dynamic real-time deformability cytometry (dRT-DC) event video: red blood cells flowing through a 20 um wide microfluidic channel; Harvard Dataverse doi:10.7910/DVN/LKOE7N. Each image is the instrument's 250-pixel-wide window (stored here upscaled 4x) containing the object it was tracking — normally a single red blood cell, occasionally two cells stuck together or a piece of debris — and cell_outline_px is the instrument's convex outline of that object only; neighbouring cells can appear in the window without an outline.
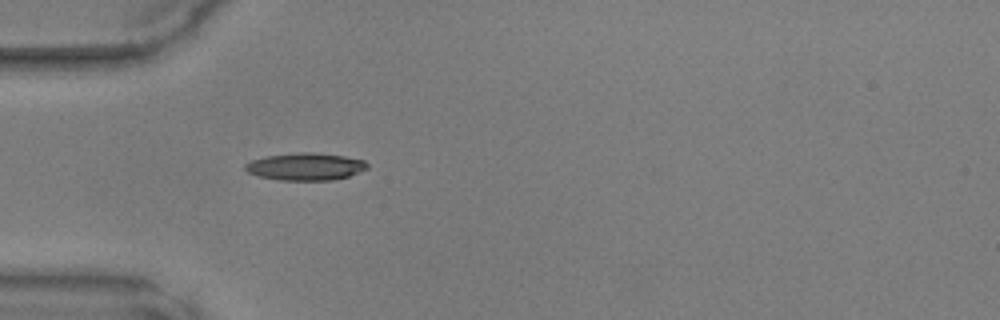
{"species": "common noctule bat (a hibernating species)", "species_latin": "Nyctalus noctula", "temperature_condition": "warm", "stored_images_in_passage": 34, "camera_frame_rate_fps": 3000, "um_per_image_px": 0.085, "animal": {"sex": "male", "body_mass_g": 17.9, "forearm_length_mm": 54.2}, "frame": {"image": 1, "passage_image": 1, "time_ms": 0.0, "image_size_px": [1000, 320], "cell_outline_px": [[368, 168], [348, 176], [332, 180], [280, 180], [256, 176], [248, 172], [244, 168], [244, 164], [252, 160], [264, 156], [300, 152], [312, 152], [344, 156], [364, 160], [368, 164]], "centroid_in_image_um": [25.93, 14.16], "position_along_channel_um": 59.1, "area_um2": 19.48}}
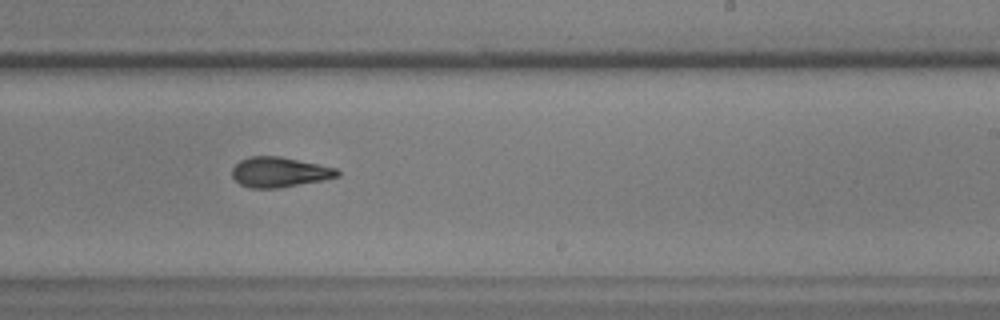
{"frame": {"image": 2, "passage_image": 16, "time_ms": 5.0, "image_size_px": [1000, 320], "cell_outline_px": [[340, 176], [324, 180], [276, 188], [252, 188], [240, 184], [232, 176], [232, 168], [240, 160], [248, 156], [280, 156], [336, 168], [340, 172]], "centroid_in_image_um": [23.74, 14.62], "position_along_channel_um": 265.3, "area_um2": 18.38}}
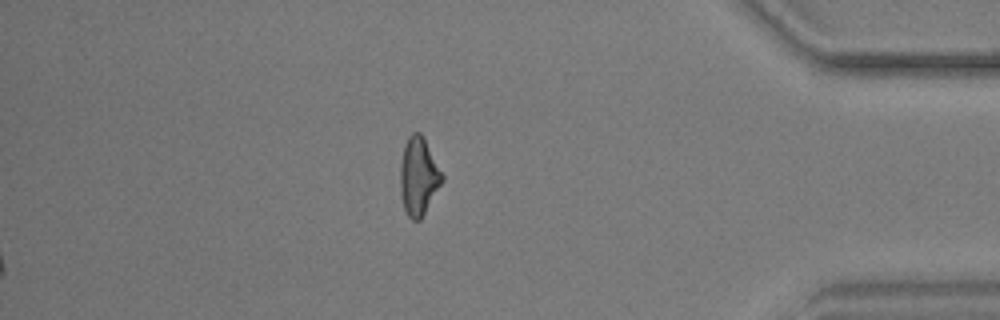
{"frame": {"image": 3, "passage_image": 28, "time_ms": 9.0, "image_size_px": [1000, 320], "cell_outline_px": [[444, 180], [420, 220], [412, 220], [408, 216], [404, 208], [400, 192], [400, 164], [404, 144], [408, 136], [412, 132], [420, 132], [424, 136], [444, 176]], "centroid_in_image_um": [35.58, 14.95], "position_along_channel_um": 399.6, "area_um2": 19.19}}